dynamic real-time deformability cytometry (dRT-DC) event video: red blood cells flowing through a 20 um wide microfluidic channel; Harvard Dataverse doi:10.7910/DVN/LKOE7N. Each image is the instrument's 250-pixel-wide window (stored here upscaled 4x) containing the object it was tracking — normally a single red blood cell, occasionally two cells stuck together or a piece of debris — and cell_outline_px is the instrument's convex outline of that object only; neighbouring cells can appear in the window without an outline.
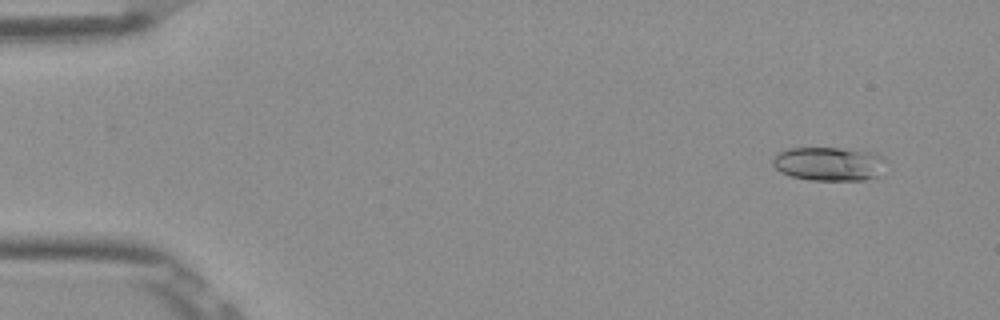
{"species": "Egyptian fruit bat (a non-hibernating species)", "species_latin": "Rousettus aegyptiacus", "temperature_condition": "room temperature", "stored_images_in_passage": 50, "camera_frame_rate_fps": 3000, "um_per_image_px": 0.085, "frame": {"image": 1, "passage_image": 2, "time_ms": 0.333, "image_size_px": [1000, 320], "cell_outline_px": [[888, 160], [884, 176], [864, 180], [812, 180], [792, 176], [780, 172], [772, 164], [772, 156], [784, 148], [840, 148], [876, 152], [884, 156]], "centroid_in_image_um": [70.57, 13.92], "position_along_channel_um": 14.4, "area_um2": 23.18}}
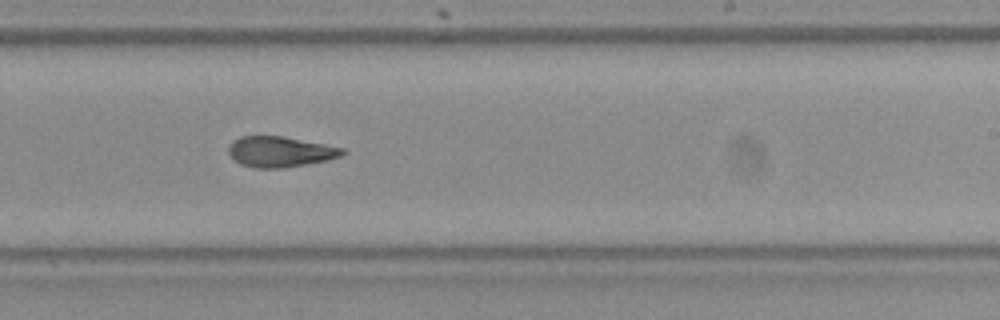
{"frame": {"image": 2, "passage_image": 30, "time_ms": 9.667, "image_size_px": [1000, 320], "cell_outline_px": [[348, 152], [340, 156], [328, 160], [284, 168], [256, 168], [240, 164], [232, 160], [228, 152], [228, 144], [232, 140], [240, 136], [284, 136], [344, 148]], "centroid_in_image_um": [23.78, 12.89], "position_along_channel_um": 265.2, "area_um2": 20.58}}
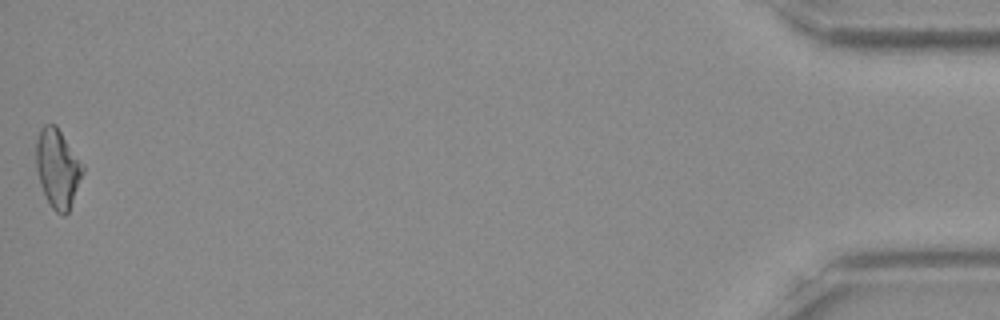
{"frame": {"image": 3, "passage_image": 50, "time_ms": 16.333, "image_size_px": [1000, 320], "cell_outline_px": [[84, 172], [68, 212], [64, 216], [56, 212], [52, 208], [40, 184], [36, 168], [36, 140], [40, 128], [44, 124], [56, 124], [84, 164]], "centroid_in_image_um": [4.9, 14.27], "position_along_channel_um": 430.3, "area_um2": 21.5}, "authors_computed_cell_mechanics": {"area_um2": 20.6346, "velocity_mm_per_s": 3.8971, "shape_relaxation_time_tau1_ms": null, "shape_relaxation_time_tau2_ms": 2.5126, "deformation_change_tau1": null, "deformation_change_tau2": 0.0975}}